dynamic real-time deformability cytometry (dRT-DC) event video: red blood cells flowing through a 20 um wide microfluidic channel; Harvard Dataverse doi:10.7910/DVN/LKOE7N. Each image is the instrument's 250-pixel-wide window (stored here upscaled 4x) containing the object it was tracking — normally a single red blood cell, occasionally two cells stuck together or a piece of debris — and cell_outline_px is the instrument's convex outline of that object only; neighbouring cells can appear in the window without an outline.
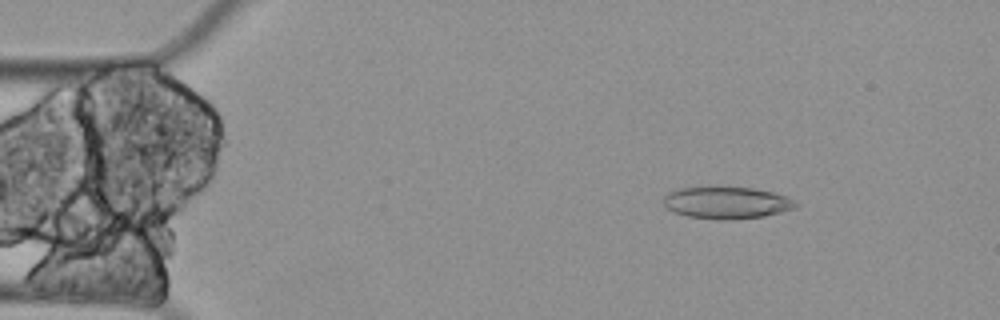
{"species": "Egyptian fruit bat (a non-hibernating species)", "species_latin": "Rousettus aegyptiacus", "temperature_condition": "cold", "stored_images_in_passage": 6, "camera_frame_rate_fps": 3000, "um_per_image_px": 0.085, "animal": {"sex": "female"}, "frame": {"image": 1, "passage_image": 3, "time_ms": 0.667, "image_size_px": [1000, 320], "cell_outline_px": [[800, 204], [796, 208], [764, 216], [732, 220], [720, 220], [688, 216], [672, 212], [664, 204], [664, 196], [668, 192], [680, 188], [752, 188], [772, 192], [788, 196], [796, 200]], "centroid_in_image_um": [61.82, 17.25], "position_along_channel_um": 23.2, "area_um2": 24.57}}
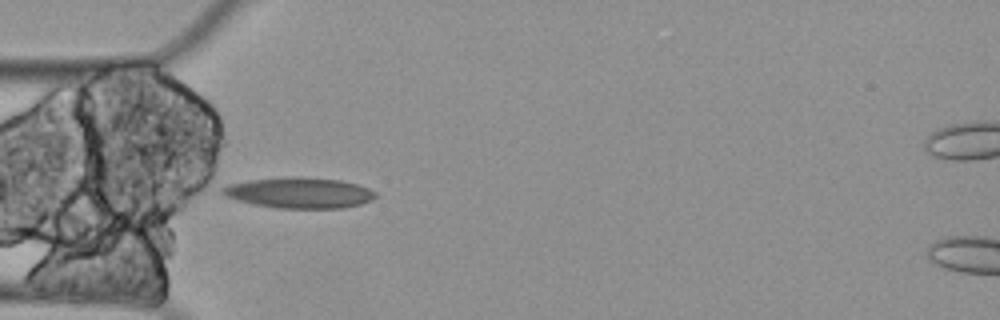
{"frame": {"image": 2, "passage_image": 5, "time_ms": 1.333, "image_size_px": [1000, 320], "cell_outline_px": [[376, 196], [372, 200], [360, 204], [344, 208], [276, 208], [252, 204], [236, 200], [224, 196], [220, 192], [220, 188], [228, 184], [252, 180], [296, 176], [340, 180], [356, 184], [368, 188], [376, 192]], "centroid_in_image_um": [25.41, 16.39], "position_along_channel_um": 59.6, "area_um2": 27.46}}